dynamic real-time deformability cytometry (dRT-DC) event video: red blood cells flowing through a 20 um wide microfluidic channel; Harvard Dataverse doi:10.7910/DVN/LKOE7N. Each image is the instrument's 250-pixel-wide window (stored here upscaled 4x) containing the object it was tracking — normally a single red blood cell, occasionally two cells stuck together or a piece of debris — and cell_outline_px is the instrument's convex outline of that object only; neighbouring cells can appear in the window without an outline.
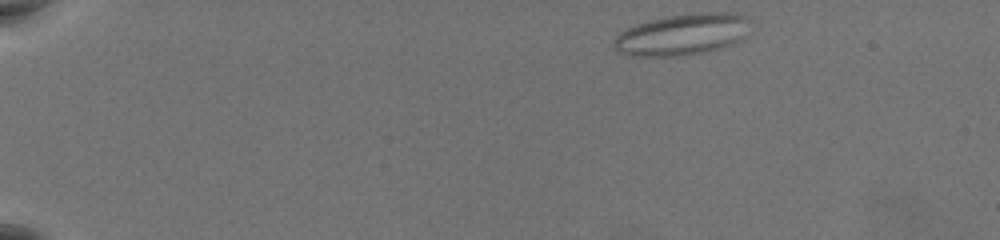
{"species": "common noctule bat (a hibernating species)", "species_latin": "Nyctalus noctula", "temperature_condition": "warm", "stored_images_in_passage": 50, "camera_frame_rate_fps": 3000, "um_per_image_px": 0.085, "animal": {"sex": "female", "body_mass_g": 19.5, "forearm_length_mm": 54.1}, "frame": {"image": 1, "passage_image": 1, "time_ms": 0.0, "image_size_px": [1000, 240], "cell_outline_px": [[752, 20], [744, 40], [708, 52], [676, 56], [632, 56], [620, 52], [612, 44], [616, 36], [620, 32], [636, 24], [668, 16], [700, 12], [740, 12]], "centroid_in_image_um": [58.09, 2.92], "position_along_channel_um": 26.9, "area_um2": 33.35}}
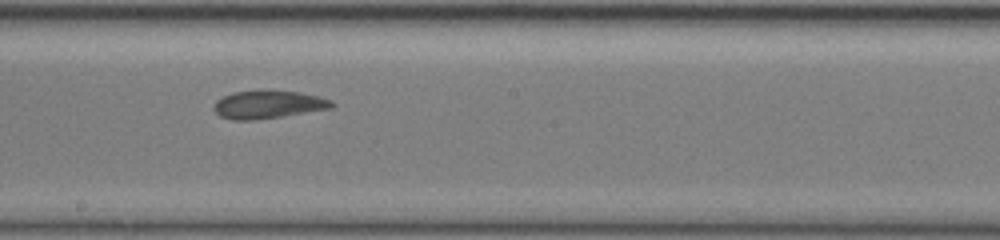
{"frame": {"image": 2, "passage_image": 27, "time_ms": 8.667, "image_size_px": [1000, 240], "cell_outline_px": [[336, 104], [332, 108], [280, 116], [252, 120], [232, 120], [220, 116], [212, 108], [216, 100], [232, 92], [300, 92], [320, 96], [332, 100]], "centroid_in_image_um": [22.8, 8.9], "position_along_channel_um": 225.4, "area_um2": 18.73}}
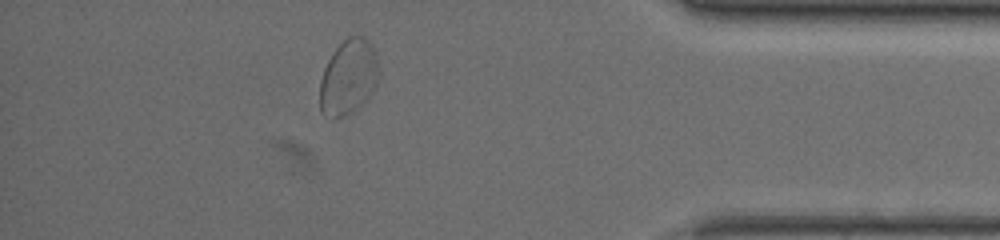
{"frame": {"image": 3, "passage_image": 44, "time_ms": 14.333, "image_size_px": [1000, 240], "cell_outline_px": [[380, 72], [376, 84], [368, 96], [352, 112], [332, 120], [320, 112], [320, 80], [324, 68], [332, 52], [348, 36], [364, 36], [372, 44], [376, 56]], "centroid_in_image_um": [29.6, 6.55], "position_along_channel_um": 405.6, "area_um2": 25.84}, "authors_computed_cell_mechanics": {"area_um2": 21.8484, "velocity_mm_per_s": 3.6785, "shape_relaxation_time_tau1_ms": null, "shape_relaxation_time_tau2_ms": 1.9434, "deformation_change_tau1": null, "deformation_change_tau2": 0.0817}}